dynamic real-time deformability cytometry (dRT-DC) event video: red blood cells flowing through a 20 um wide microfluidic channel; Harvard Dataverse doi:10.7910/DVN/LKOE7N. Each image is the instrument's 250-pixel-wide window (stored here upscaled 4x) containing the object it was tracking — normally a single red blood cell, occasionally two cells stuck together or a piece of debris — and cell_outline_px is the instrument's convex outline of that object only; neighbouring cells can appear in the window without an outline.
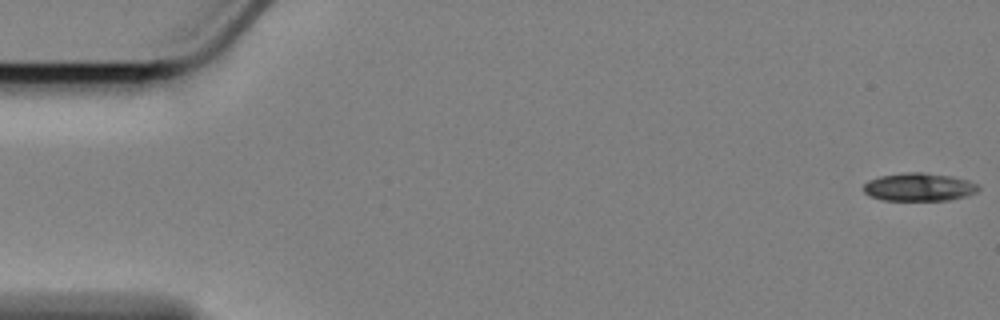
{"species": "Egyptian fruit bat (a non-hibernating species)", "species_latin": "Rousettus aegyptiacus", "temperature_condition": "cold", "stored_images_in_passage": 6, "camera_frame_rate_fps": 3000, "um_per_image_px": 0.085, "animal": {"sex": "female"}, "frame": {"image": 1, "passage_image": 1, "time_ms": 0.0, "image_size_px": [1000, 320], "cell_outline_px": [[980, 188], [976, 192], [968, 196], [948, 200], [884, 200], [872, 196], [864, 192], [864, 184], [868, 180], [880, 176], [904, 172], [924, 172], [952, 176], [968, 180], [976, 184]], "centroid_in_image_um": [78.13, 15.89], "position_along_channel_um": 6.9, "area_um2": 18.79}}